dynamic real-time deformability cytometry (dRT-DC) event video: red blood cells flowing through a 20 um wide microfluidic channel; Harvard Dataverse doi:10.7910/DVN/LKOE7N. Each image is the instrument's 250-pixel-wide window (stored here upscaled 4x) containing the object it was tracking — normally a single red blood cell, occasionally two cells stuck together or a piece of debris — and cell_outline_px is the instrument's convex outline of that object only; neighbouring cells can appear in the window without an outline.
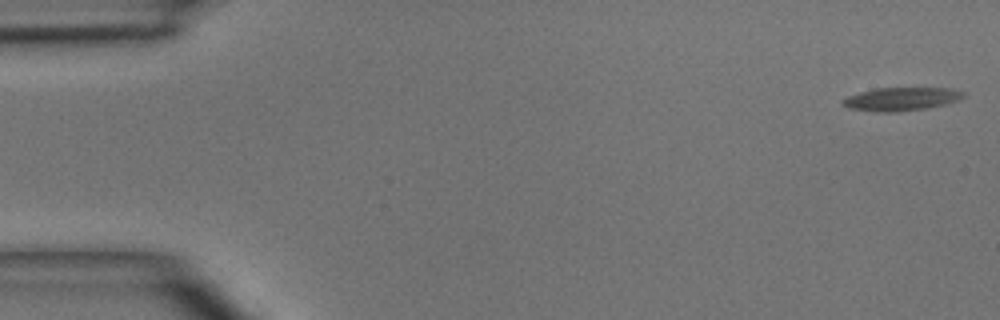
{"species": "common noctule bat (a hibernating species)", "species_latin": "Nyctalus noctula", "temperature_condition": "room temperature", "stored_images_in_passage": 4, "camera_frame_rate_fps": 3000, "um_per_image_px": 0.085, "animal": {"sex": "male", "body_mass_g": 15.6}, "frame": {"image": 1, "passage_image": 1, "time_ms": 0.0, "image_size_px": [1000, 320], "cell_outline_px": [[964, 96], [960, 100], [928, 108], [896, 112], [876, 112], [848, 108], [840, 104], [840, 100], [848, 96], [860, 92], [876, 88], [952, 88], [964, 92]], "centroid_in_image_um": [76.58, 8.42], "position_along_channel_um": 8.4, "area_um2": 16.53}}